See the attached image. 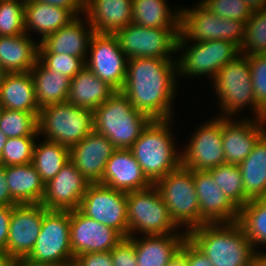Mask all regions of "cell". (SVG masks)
Listing matches in <instances>:
<instances>
[{
    "instance_id": "obj_45",
    "label": "cell",
    "mask_w": 266,
    "mask_h": 266,
    "mask_svg": "<svg viewBox=\"0 0 266 266\" xmlns=\"http://www.w3.org/2000/svg\"><path fill=\"white\" fill-rule=\"evenodd\" d=\"M72 266H113L111 251L80 254L73 258Z\"/></svg>"
},
{
    "instance_id": "obj_44",
    "label": "cell",
    "mask_w": 266,
    "mask_h": 266,
    "mask_svg": "<svg viewBox=\"0 0 266 266\" xmlns=\"http://www.w3.org/2000/svg\"><path fill=\"white\" fill-rule=\"evenodd\" d=\"M113 266H138L133 241L123 238L112 250Z\"/></svg>"
},
{
    "instance_id": "obj_28",
    "label": "cell",
    "mask_w": 266,
    "mask_h": 266,
    "mask_svg": "<svg viewBox=\"0 0 266 266\" xmlns=\"http://www.w3.org/2000/svg\"><path fill=\"white\" fill-rule=\"evenodd\" d=\"M7 186L12 199L18 204H40L45 183L32 163L5 166Z\"/></svg>"
},
{
    "instance_id": "obj_15",
    "label": "cell",
    "mask_w": 266,
    "mask_h": 266,
    "mask_svg": "<svg viewBox=\"0 0 266 266\" xmlns=\"http://www.w3.org/2000/svg\"><path fill=\"white\" fill-rule=\"evenodd\" d=\"M205 122L191 135L185 152L181 150V165L193 171L209 170L225 164L222 117Z\"/></svg>"
},
{
    "instance_id": "obj_23",
    "label": "cell",
    "mask_w": 266,
    "mask_h": 266,
    "mask_svg": "<svg viewBox=\"0 0 266 266\" xmlns=\"http://www.w3.org/2000/svg\"><path fill=\"white\" fill-rule=\"evenodd\" d=\"M99 183L126 193L152 185L129 149H116L112 153Z\"/></svg>"
},
{
    "instance_id": "obj_50",
    "label": "cell",
    "mask_w": 266,
    "mask_h": 266,
    "mask_svg": "<svg viewBox=\"0 0 266 266\" xmlns=\"http://www.w3.org/2000/svg\"><path fill=\"white\" fill-rule=\"evenodd\" d=\"M7 266H60V265L53 263H39L30 260L28 257H19V258L8 259Z\"/></svg>"
},
{
    "instance_id": "obj_30",
    "label": "cell",
    "mask_w": 266,
    "mask_h": 266,
    "mask_svg": "<svg viewBox=\"0 0 266 266\" xmlns=\"http://www.w3.org/2000/svg\"><path fill=\"white\" fill-rule=\"evenodd\" d=\"M0 108L39 112L30 71L7 73L0 88Z\"/></svg>"
},
{
    "instance_id": "obj_6",
    "label": "cell",
    "mask_w": 266,
    "mask_h": 266,
    "mask_svg": "<svg viewBox=\"0 0 266 266\" xmlns=\"http://www.w3.org/2000/svg\"><path fill=\"white\" fill-rule=\"evenodd\" d=\"M94 111L70 102L50 104L40 109L38 135L68 148L94 131Z\"/></svg>"
},
{
    "instance_id": "obj_20",
    "label": "cell",
    "mask_w": 266,
    "mask_h": 266,
    "mask_svg": "<svg viewBox=\"0 0 266 266\" xmlns=\"http://www.w3.org/2000/svg\"><path fill=\"white\" fill-rule=\"evenodd\" d=\"M90 183L69 160L60 172L45 184L41 203L47 210H76Z\"/></svg>"
},
{
    "instance_id": "obj_35",
    "label": "cell",
    "mask_w": 266,
    "mask_h": 266,
    "mask_svg": "<svg viewBox=\"0 0 266 266\" xmlns=\"http://www.w3.org/2000/svg\"><path fill=\"white\" fill-rule=\"evenodd\" d=\"M238 223L255 250L266 246V204L261 199H251L240 209Z\"/></svg>"
},
{
    "instance_id": "obj_9",
    "label": "cell",
    "mask_w": 266,
    "mask_h": 266,
    "mask_svg": "<svg viewBox=\"0 0 266 266\" xmlns=\"http://www.w3.org/2000/svg\"><path fill=\"white\" fill-rule=\"evenodd\" d=\"M192 43L178 36L177 52L180 50L179 55H182L176 60L178 77L180 75L194 78L205 75L213 81L224 65L240 55V50L227 41L209 40Z\"/></svg>"
},
{
    "instance_id": "obj_41",
    "label": "cell",
    "mask_w": 266,
    "mask_h": 266,
    "mask_svg": "<svg viewBox=\"0 0 266 266\" xmlns=\"http://www.w3.org/2000/svg\"><path fill=\"white\" fill-rule=\"evenodd\" d=\"M200 3L218 17L240 20L245 24L253 13L243 0H201Z\"/></svg>"
},
{
    "instance_id": "obj_12",
    "label": "cell",
    "mask_w": 266,
    "mask_h": 266,
    "mask_svg": "<svg viewBox=\"0 0 266 266\" xmlns=\"http://www.w3.org/2000/svg\"><path fill=\"white\" fill-rule=\"evenodd\" d=\"M179 30L180 28L142 27L130 23L114 35L128 59H172V54L177 52Z\"/></svg>"
},
{
    "instance_id": "obj_43",
    "label": "cell",
    "mask_w": 266,
    "mask_h": 266,
    "mask_svg": "<svg viewBox=\"0 0 266 266\" xmlns=\"http://www.w3.org/2000/svg\"><path fill=\"white\" fill-rule=\"evenodd\" d=\"M247 57L256 103L266 113V54Z\"/></svg>"
},
{
    "instance_id": "obj_10",
    "label": "cell",
    "mask_w": 266,
    "mask_h": 266,
    "mask_svg": "<svg viewBox=\"0 0 266 266\" xmlns=\"http://www.w3.org/2000/svg\"><path fill=\"white\" fill-rule=\"evenodd\" d=\"M191 8L180 7L179 35L185 41L205 42L223 40L233 43L239 50L244 39L245 23L218 17L200 2Z\"/></svg>"
},
{
    "instance_id": "obj_52",
    "label": "cell",
    "mask_w": 266,
    "mask_h": 266,
    "mask_svg": "<svg viewBox=\"0 0 266 266\" xmlns=\"http://www.w3.org/2000/svg\"><path fill=\"white\" fill-rule=\"evenodd\" d=\"M252 11L266 9V0H243Z\"/></svg>"
},
{
    "instance_id": "obj_36",
    "label": "cell",
    "mask_w": 266,
    "mask_h": 266,
    "mask_svg": "<svg viewBox=\"0 0 266 266\" xmlns=\"http://www.w3.org/2000/svg\"><path fill=\"white\" fill-rule=\"evenodd\" d=\"M39 112L0 108V130L7 138L37 137Z\"/></svg>"
},
{
    "instance_id": "obj_33",
    "label": "cell",
    "mask_w": 266,
    "mask_h": 266,
    "mask_svg": "<svg viewBox=\"0 0 266 266\" xmlns=\"http://www.w3.org/2000/svg\"><path fill=\"white\" fill-rule=\"evenodd\" d=\"M166 0H132V23L150 28H180V7L172 11Z\"/></svg>"
},
{
    "instance_id": "obj_40",
    "label": "cell",
    "mask_w": 266,
    "mask_h": 266,
    "mask_svg": "<svg viewBox=\"0 0 266 266\" xmlns=\"http://www.w3.org/2000/svg\"><path fill=\"white\" fill-rule=\"evenodd\" d=\"M37 137L7 138L0 155V164L4 166L32 163Z\"/></svg>"
},
{
    "instance_id": "obj_26",
    "label": "cell",
    "mask_w": 266,
    "mask_h": 266,
    "mask_svg": "<svg viewBox=\"0 0 266 266\" xmlns=\"http://www.w3.org/2000/svg\"><path fill=\"white\" fill-rule=\"evenodd\" d=\"M31 35L0 36V65L7 73L30 71L39 61L40 41Z\"/></svg>"
},
{
    "instance_id": "obj_55",
    "label": "cell",
    "mask_w": 266,
    "mask_h": 266,
    "mask_svg": "<svg viewBox=\"0 0 266 266\" xmlns=\"http://www.w3.org/2000/svg\"><path fill=\"white\" fill-rule=\"evenodd\" d=\"M6 74H7V72L0 65V88L3 84V80H4Z\"/></svg>"
},
{
    "instance_id": "obj_2",
    "label": "cell",
    "mask_w": 266,
    "mask_h": 266,
    "mask_svg": "<svg viewBox=\"0 0 266 266\" xmlns=\"http://www.w3.org/2000/svg\"><path fill=\"white\" fill-rule=\"evenodd\" d=\"M187 239L214 266H253L257 250L238 222L203 224L189 230Z\"/></svg>"
},
{
    "instance_id": "obj_4",
    "label": "cell",
    "mask_w": 266,
    "mask_h": 266,
    "mask_svg": "<svg viewBox=\"0 0 266 266\" xmlns=\"http://www.w3.org/2000/svg\"><path fill=\"white\" fill-rule=\"evenodd\" d=\"M151 121L121 91H116L94 110V130L116 149H129Z\"/></svg>"
},
{
    "instance_id": "obj_51",
    "label": "cell",
    "mask_w": 266,
    "mask_h": 266,
    "mask_svg": "<svg viewBox=\"0 0 266 266\" xmlns=\"http://www.w3.org/2000/svg\"><path fill=\"white\" fill-rule=\"evenodd\" d=\"M166 266H187L186 261V240L181 250L167 263Z\"/></svg>"
},
{
    "instance_id": "obj_27",
    "label": "cell",
    "mask_w": 266,
    "mask_h": 266,
    "mask_svg": "<svg viewBox=\"0 0 266 266\" xmlns=\"http://www.w3.org/2000/svg\"><path fill=\"white\" fill-rule=\"evenodd\" d=\"M76 16L66 8L25 0L24 27L25 31L39 33L40 41L63 26L68 25Z\"/></svg>"
},
{
    "instance_id": "obj_53",
    "label": "cell",
    "mask_w": 266,
    "mask_h": 266,
    "mask_svg": "<svg viewBox=\"0 0 266 266\" xmlns=\"http://www.w3.org/2000/svg\"><path fill=\"white\" fill-rule=\"evenodd\" d=\"M253 266H266V253L264 254L262 251L259 252L257 249L253 260Z\"/></svg>"
},
{
    "instance_id": "obj_49",
    "label": "cell",
    "mask_w": 266,
    "mask_h": 266,
    "mask_svg": "<svg viewBox=\"0 0 266 266\" xmlns=\"http://www.w3.org/2000/svg\"><path fill=\"white\" fill-rule=\"evenodd\" d=\"M5 166L0 164V206L18 205L11 197V193L7 186Z\"/></svg>"
},
{
    "instance_id": "obj_17",
    "label": "cell",
    "mask_w": 266,
    "mask_h": 266,
    "mask_svg": "<svg viewBox=\"0 0 266 266\" xmlns=\"http://www.w3.org/2000/svg\"><path fill=\"white\" fill-rule=\"evenodd\" d=\"M124 237L115 229L70 210V242L73 256L111 251Z\"/></svg>"
},
{
    "instance_id": "obj_13",
    "label": "cell",
    "mask_w": 266,
    "mask_h": 266,
    "mask_svg": "<svg viewBox=\"0 0 266 266\" xmlns=\"http://www.w3.org/2000/svg\"><path fill=\"white\" fill-rule=\"evenodd\" d=\"M78 210L86 217L109 226L128 238L126 192L100 183H90Z\"/></svg>"
},
{
    "instance_id": "obj_5",
    "label": "cell",
    "mask_w": 266,
    "mask_h": 266,
    "mask_svg": "<svg viewBox=\"0 0 266 266\" xmlns=\"http://www.w3.org/2000/svg\"><path fill=\"white\" fill-rule=\"evenodd\" d=\"M213 90L219 99V117L230 118L250 105L255 119H266V113L257 105L250 76L248 57L238 55L224 65L212 81Z\"/></svg>"
},
{
    "instance_id": "obj_54",
    "label": "cell",
    "mask_w": 266,
    "mask_h": 266,
    "mask_svg": "<svg viewBox=\"0 0 266 266\" xmlns=\"http://www.w3.org/2000/svg\"><path fill=\"white\" fill-rule=\"evenodd\" d=\"M6 140H7L6 135L3 134V132L0 130V155L3 150V147L5 146Z\"/></svg>"
},
{
    "instance_id": "obj_18",
    "label": "cell",
    "mask_w": 266,
    "mask_h": 266,
    "mask_svg": "<svg viewBox=\"0 0 266 266\" xmlns=\"http://www.w3.org/2000/svg\"><path fill=\"white\" fill-rule=\"evenodd\" d=\"M201 225L238 222L240 209L226 197L208 170L193 171Z\"/></svg>"
},
{
    "instance_id": "obj_3",
    "label": "cell",
    "mask_w": 266,
    "mask_h": 266,
    "mask_svg": "<svg viewBox=\"0 0 266 266\" xmlns=\"http://www.w3.org/2000/svg\"><path fill=\"white\" fill-rule=\"evenodd\" d=\"M172 119L152 120L129 148L147 179L155 184L181 165L171 133Z\"/></svg>"
},
{
    "instance_id": "obj_31",
    "label": "cell",
    "mask_w": 266,
    "mask_h": 266,
    "mask_svg": "<svg viewBox=\"0 0 266 266\" xmlns=\"http://www.w3.org/2000/svg\"><path fill=\"white\" fill-rule=\"evenodd\" d=\"M34 81L35 98L39 108L50 104L66 102L70 78L62 73L52 72L40 61L30 70Z\"/></svg>"
},
{
    "instance_id": "obj_22",
    "label": "cell",
    "mask_w": 266,
    "mask_h": 266,
    "mask_svg": "<svg viewBox=\"0 0 266 266\" xmlns=\"http://www.w3.org/2000/svg\"><path fill=\"white\" fill-rule=\"evenodd\" d=\"M85 20L87 21L83 22V18L77 16L68 25L46 36L39 42V53L72 55L86 62L90 41L95 32L87 17Z\"/></svg>"
},
{
    "instance_id": "obj_11",
    "label": "cell",
    "mask_w": 266,
    "mask_h": 266,
    "mask_svg": "<svg viewBox=\"0 0 266 266\" xmlns=\"http://www.w3.org/2000/svg\"><path fill=\"white\" fill-rule=\"evenodd\" d=\"M30 260L69 266L73 262L70 242V211L47 210L42 227L31 253Z\"/></svg>"
},
{
    "instance_id": "obj_29",
    "label": "cell",
    "mask_w": 266,
    "mask_h": 266,
    "mask_svg": "<svg viewBox=\"0 0 266 266\" xmlns=\"http://www.w3.org/2000/svg\"><path fill=\"white\" fill-rule=\"evenodd\" d=\"M115 92L113 87L99 79L85 66L70 80L67 102L94 111Z\"/></svg>"
},
{
    "instance_id": "obj_56",
    "label": "cell",
    "mask_w": 266,
    "mask_h": 266,
    "mask_svg": "<svg viewBox=\"0 0 266 266\" xmlns=\"http://www.w3.org/2000/svg\"><path fill=\"white\" fill-rule=\"evenodd\" d=\"M7 265H8V258L0 254V266H7Z\"/></svg>"
},
{
    "instance_id": "obj_8",
    "label": "cell",
    "mask_w": 266,
    "mask_h": 266,
    "mask_svg": "<svg viewBox=\"0 0 266 266\" xmlns=\"http://www.w3.org/2000/svg\"><path fill=\"white\" fill-rule=\"evenodd\" d=\"M166 204L173 221L184 231L201 226L200 206L193 170L182 165L154 184Z\"/></svg>"
},
{
    "instance_id": "obj_7",
    "label": "cell",
    "mask_w": 266,
    "mask_h": 266,
    "mask_svg": "<svg viewBox=\"0 0 266 266\" xmlns=\"http://www.w3.org/2000/svg\"><path fill=\"white\" fill-rule=\"evenodd\" d=\"M128 237L137 232L143 235L176 233L180 228L171 218L158 188H149L126 193Z\"/></svg>"
},
{
    "instance_id": "obj_42",
    "label": "cell",
    "mask_w": 266,
    "mask_h": 266,
    "mask_svg": "<svg viewBox=\"0 0 266 266\" xmlns=\"http://www.w3.org/2000/svg\"><path fill=\"white\" fill-rule=\"evenodd\" d=\"M39 61L52 72L62 73L70 79L85 67L81 58L66 54L39 53Z\"/></svg>"
},
{
    "instance_id": "obj_25",
    "label": "cell",
    "mask_w": 266,
    "mask_h": 266,
    "mask_svg": "<svg viewBox=\"0 0 266 266\" xmlns=\"http://www.w3.org/2000/svg\"><path fill=\"white\" fill-rule=\"evenodd\" d=\"M84 15L95 33L115 34L132 23V0H85Z\"/></svg>"
},
{
    "instance_id": "obj_38",
    "label": "cell",
    "mask_w": 266,
    "mask_h": 266,
    "mask_svg": "<svg viewBox=\"0 0 266 266\" xmlns=\"http://www.w3.org/2000/svg\"><path fill=\"white\" fill-rule=\"evenodd\" d=\"M240 54H266V9L253 11L246 22Z\"/></svg>"
},
{
    "instance_id": "obj_24",
    "label": "cell",
    "mask_w": 266,
    "mask_h": 266,
    "mask_svg": "<svg viewBox=\"0 0 266 266\" xmlns=\"http://www.w3.org/2000/svg\"><path fill=\"white\" fill-rule=\"evenodd\" d=\"M184 232V233H183ZM163 235H142L133 241L138 266H166L167 263L181 250L187 239V232Z\"/></svg>"
},
{
    "instance_id": "obj_32",
    "label": "cell",
    "mask_w": 266,
    "mask_h": 266,
    "mask_svg": "<svg viewBox=\"0 0 266 266\" xmlns=\"http://www.w3.org/2000/svg\"><path fill=\"white\" fill-rule=\"evenodd\" d=\"M239 167L244 195L249 200L260 199L266 193V134L257 142Z\"/></svg>"
},
{
    "instance_id": "obj_1",
    "label": "cell",
    "mask_w": 266,
    "mask_h": 266,
    "mask_svg": "<svg viewBox=\"0 0 266 266\" xmlns=\"http://www.w3.org/2000/svg\"><path fill=\"white\" fill-rule=\"evenodd\" d=\"M176 73V59H128L126 80L121 92L134 108L152 120L172 119V102L178 84Z\"/></svg>"
},
{
    "instance_id": "obj_46",
    "label": "cell",
    "mask_w": 266,
    "mask_h": 266,
    "mask_svg": "<svg viewBox=\"0 0 266 266\" xmlns=\"http://www.w3.org/2000/svg\"><path fill=\"white\" fill-rule=\"evenodd\" d=\"M13 206H0V254L6 257V246Z\"/></svg>"
},
{
    "instance_id": "obj_19",
    "label": "cell",
    "mask_w": 266,
    "mask_h": 266,
    "mask_svg": "<svg viewBox=\"0 0 266 266\" xmlns=\"http://www.w3.org/2000/svg\"><path fill=\"white\" fill-rule=\"evenodd\" d=\"M231 119L222 117L225 164L239 165L266 134V119Z\"/></svg>"
},
{
    "instance_id": "obj_48",
    "label": "cell",
    "mask_w": 266,
    "mask_h": 266,
    "mask_svg": "<svg viewBox=\"0 0 266 266\" xmlns=\"http://www.w3.org/2000/svg\"><path fill=\"white\" fill-rule=\"evenodd\" d=\"M46 3L49 5L58 6L61 8L69 9L76 17L84 15L85 0H34Z\"/></svg>"
},
{
    "instance_id": "obj_16",
    "label": "cell",
    "mask_w": 266,
    "mask_h": 266,
    "mask_svg": "<svg viewBox=\"0 0 266 266\" xmlns=\"http://www.w3.org/2000/svg\"><path fill=\"white\" fill-rule=\"evenodd\" d=\"M47 209L42 204L13 205L6 257H27L39 236L42 219Z\"/></svg>"
},
{
    "instance_id": "obj_39",
    "label": "cell",
    "mask_w": 266,
    "mask_h": 266,
    "mask_svg": "<svg viewBox=\"0 0 266 266\" xmlns=\"http://www.w3.org/2000/svg\"><path fill=\"white\" fill-rule=\"evenodd\" d=\"M24 7L25 0H0V36L26 33Z\"/></svg>"
},
{
    "instance_id": "obj_21",
    "label": "cell",
    "mask_w": 266,
    "mask_h": 266,
    "mask_svg": "<svg viewBox=\"0 0 266 266\" xmlns=\"http://www.w3.org/2000/svg\"><path fill=\"white\" fill-rule=\"evenodd\" d=\"M115 150L114 145L103 134L94 130L69 148V158L89 183H99Z\"/></svg>"
},
{
    "instance_id": "obj_34",
    "label": "cell",
    "mask_w": 266,
    "mask_h": 266,
    "mask_svg": "<svg viewBox=\"0 0 266 266\" xmlns=\"http://www.w3.org/2000/svg\"><path fill=\"white\" fill-rule=\"evenodd\" d=\"M37 142L33 151L32 164L46 184L53 179L70 160L69 148L57 142L44 140Z\"/></svg>"
},
{
    "instance_id": "obj_14",
    "label": "cell",
    "mask_w": 266,
    "mask_h": 266,
    "mask_svg": "<svg viewBox=\"0 0 266 266\" xmlns=\"http://www.w3.org/2000/svg\"><path fill=\"white\" fill-rule=\"evenodd\" d=\"M89 48L85 66L116 91H121L126 80L128 58L120 48L117 37L114 34L95 33Z\"/></svg>"
},
{
    "instance_id": "obj_37",
    "label": "cell",
    "mask_w": 266,
    "mask_h": 266,
    "mask_svg": "<svg viewBox=\"0 0 266 266\" xmlns=\"http://www.w3.org/2000/svg\"><path fill=\"white\" fill-rule=\"evenodd\" d=\"M208 171L217 186L239 209L249 202V199L244 195L243 179L239 165L223 164Z\"/></svg>"
},
{
    "instance_id": "obj_47",
    "label": "cell",
    "mask_w": 266,
    "mask_h": 266,
    "mask_svg": "<svg viewBox=\"0 0 266 266\" xmlns=\"http://www.w3.org/2000/svg\"><path fill=\"white\" fill-rule=\"evenodd\" d=\"M186 261L187 266H214L208 257L198 250L188 239H186Z\"/></svg>"
},
{
    "instance_id": "obj_57",
    "label": "cell",
    "mask_w": 266,
    "mask_h": 266,
    "mask_svg": "<svg viewBox=\"0 0 266 266\" xmlns=\"http://www.w3.org/2000/svg\"><path fill=\"white\" fill-rule=\"evenodd\" d=\"M260 199L266 204V193Z\"/></svg>"
}]
</instances>
